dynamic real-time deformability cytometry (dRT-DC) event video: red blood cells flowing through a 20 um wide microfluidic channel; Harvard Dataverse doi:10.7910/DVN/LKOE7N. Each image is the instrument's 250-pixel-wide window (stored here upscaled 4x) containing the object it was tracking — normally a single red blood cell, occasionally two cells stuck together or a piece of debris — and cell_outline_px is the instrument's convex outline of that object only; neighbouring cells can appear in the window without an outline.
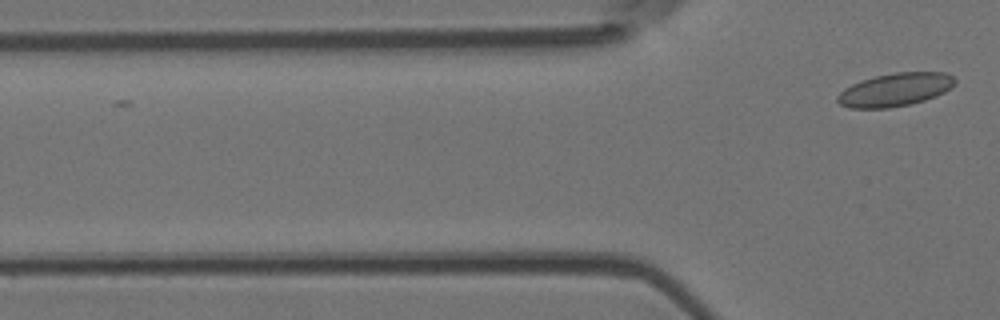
{"species": "Egyptian fruit bat (a non-hibernating species)", "species_latin": "Rousettus aegyptiacus", "temperature_condition": "room temperature", "stored_images_in_passage": 3, "camera_frame_rate_fps": 3000, "um_per_image_px": 0.085, "animal": {"sex": "female"}, "frame": {"image": 1, "passage_image": 3, "time_ms": 0.667, "image_size_px": [1000, 320], "cell_outline_px": [[956, 84], [944, 92], [936, 96], [924, 100], [908, 104], [888, 108], [852, 108], [840, 104], [836, 100], [836, 96], [844, 88], [852, 84], [876, 76], [896, 72], [944, 72], [952, 76], [956, 80]], "centroid_in_image_um": [76.09, 7.62], "position_along_channel_um": 49.7, "area_um2": 22.54}}